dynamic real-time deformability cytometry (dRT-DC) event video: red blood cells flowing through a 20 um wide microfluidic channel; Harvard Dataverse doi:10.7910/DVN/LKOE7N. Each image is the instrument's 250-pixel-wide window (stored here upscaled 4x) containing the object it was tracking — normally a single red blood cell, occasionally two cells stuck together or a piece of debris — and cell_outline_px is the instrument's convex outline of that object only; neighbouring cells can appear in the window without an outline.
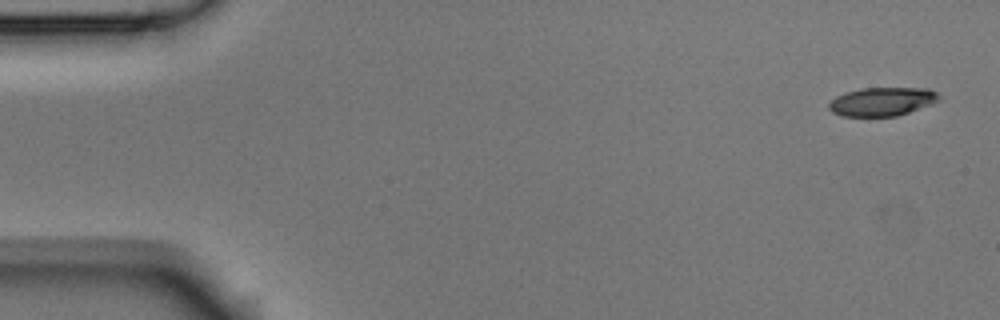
{"species": "Egyptian fruit bat (a non-hibernating species)", "species_latin": "Rousettus aegyptiacus", "temperature_condition": "room temperature", "stored_images_in_passage": 5, "camera_frame_rate_fps": 3000, "um_per_image_px": 0.085, "animal": {"sex": "male"}, "frame": {"image": 1, "passage_image": 1, "time_ms": 0.0, "image_size_px": [1000, 320], "cell_outline_px": [[940, 100], [932, 104], [896, 116], [840, 116], [832, 112], [828, 108], [828, 104], [836, 96], [844, 92], [860, 88], [928, 88], [936, 92], [940, 96]], "centroid_in_image_um": [74.96, 8.63], "position_along_channel_um": 10.0, "area_um2": 18.44}}
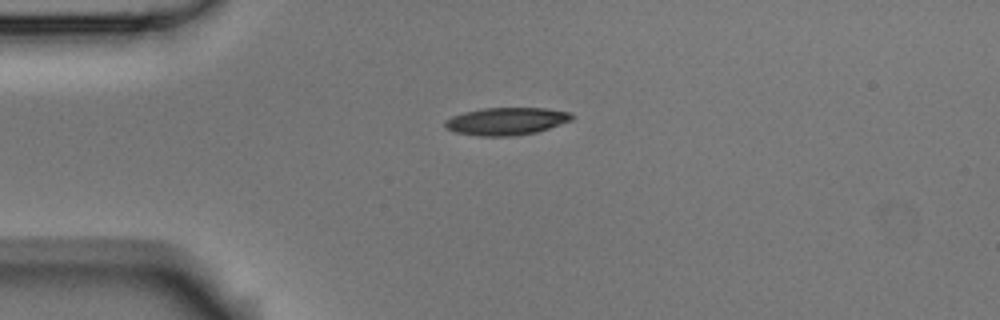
{"frame": {"image": 2, "passage_image": 4, "time_ms": 1.0, "image_size_px": [1000, 320], "cell_outline_px": [[576, 116], [572, 120], [536, 132], [508, 136], [480, 136], [456, 132], [448, 128], [444, 124], [444, 120], [452, 116], [464, 112], [484, 108], [544, 108], [572, 112]], "centroid_in_image_um": [43.07, 10.29], "position_along_channel_um": 41.9, "area_um2": 20.23}}